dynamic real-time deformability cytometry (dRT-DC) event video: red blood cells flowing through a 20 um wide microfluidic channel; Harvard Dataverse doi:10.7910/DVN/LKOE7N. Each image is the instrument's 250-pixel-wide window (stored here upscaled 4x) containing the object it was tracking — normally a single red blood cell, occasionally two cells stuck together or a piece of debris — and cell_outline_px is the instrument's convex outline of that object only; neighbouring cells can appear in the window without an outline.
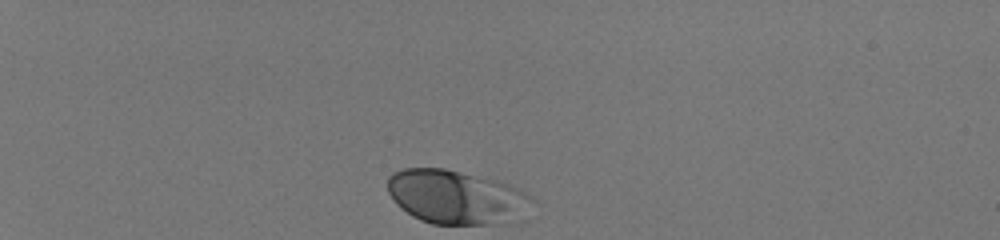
{"species": "human", "species_latin": "Homo sapiens", "temperature_condition": "room temperature", "stored_images_in_passage": 35, "camera_frame_rate_fps": 3000, "um_per_image_px": 0.085, "donor": {"sex": "male"}, "frame": {"image": 1, "passage_image": 1, "time_ms": 0.0, "image_size_px": [1000, 240], "cell_outline_px": [[536, 200], [528, 220], [520, 224], [432, 224], [420, 220], [412, 216], [400, 208], [396, 204], [388, 192], [388, 176], [392, 172], [404, 168], [444, 168], [496, 180], [508, 184], [532, 196]], "centroid_in_image_um": [38.92, 16.8], "position_along_channel_um": 46.1, "area_um2": 46.88}}
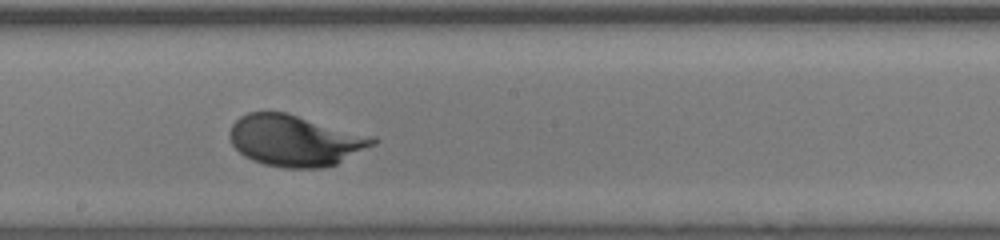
{"frame": {"image": 2, "passage_image": 20, "time_ms": 6.333, "image_size_px": [1000, 240], "cell_outline_px": [[380, 140], [376, 144], [336, 164], [324, 168], [284, 168], [264, 164], [252, 160], [244, 156], [232, 144], [228, 136], [228, 132], [232, 124], [240, 116], [248, 112], [288, 112], [376, 136]], "centroid_in_image_um": [25.12, 11.93], "position_along_channel_um": 223.1, "area_um2": 43.35}}
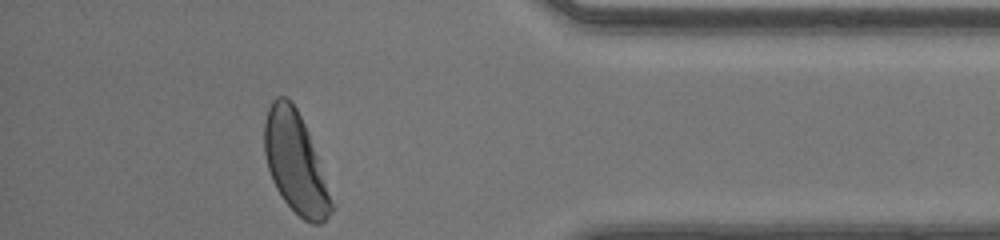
{"frame": {"image": 3, "passage_image": 35, "time_ms": 11.333, "image_size_px": [1000, 240], "cell_outline_px": [[336, 208], [320, 224], [312, 224], [304, 220], [284, 200], [276, 188], [272, 180], [268, 168], [264, 152], [264, 120], [268, 108], [272, 100], [276, 96], [288, 96], [296, 108], [308, 132], [336, 204]], "centroid_in_image_um": [25.13, 13.84], "position_along_channel_um": 410.1, "area_um2": 39.54}, "authors_computed_cell_mechanics": {"area_um2": 41.6738, "velocity_mm_per_s": 4.0766, "shape_relaxation_time_tau1_ms": 1.9906, "shape_relaxation_time_tau2_ms": null, "deformation_change_tau1": 0.1243, "deformation_change_tau2": null}}